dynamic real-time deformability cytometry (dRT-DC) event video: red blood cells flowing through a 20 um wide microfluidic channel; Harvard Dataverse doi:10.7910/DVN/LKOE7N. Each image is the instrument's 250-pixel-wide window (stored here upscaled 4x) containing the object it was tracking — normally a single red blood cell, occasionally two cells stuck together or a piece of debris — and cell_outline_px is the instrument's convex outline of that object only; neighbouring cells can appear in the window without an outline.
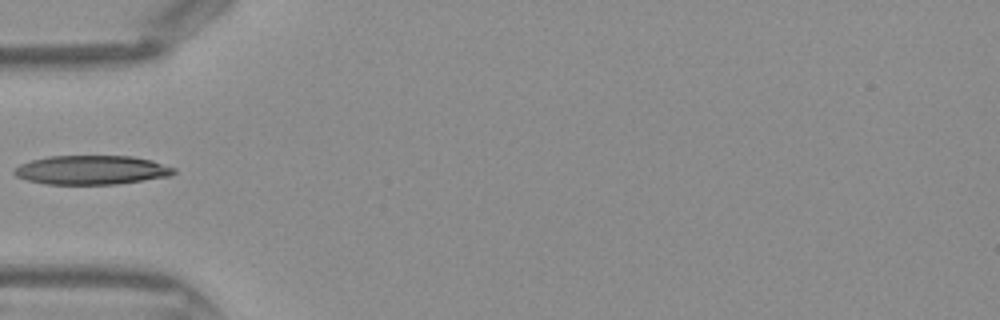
{"species": "Egyptian fruit bat (a non-hibernating species)", "species_latin": "Rousettus aegyptiacus", "temperature_condition": "warm", "stored_images_in_passage": 30, "camera_frame_rate_fps": 3000, "um_per_image_px": 0.085, "frame": {"image": 1, "passage_image": 1, "time_ms": 0.0, "image_size_px": [1000, 320], "cell_outline_px": [[176, 172], [172, 176], [116, 184], [44, 184], [24, 180], [16, 176], [12, 172], [12, 168], [20, 164], [32, 160], [48, 156], [132, 156], [152, 160], [176, 168]], "centroid_in_image_um": [7.76, 14.45], "position_along_channel_um": 77.2, "area_um2": 27.34}}
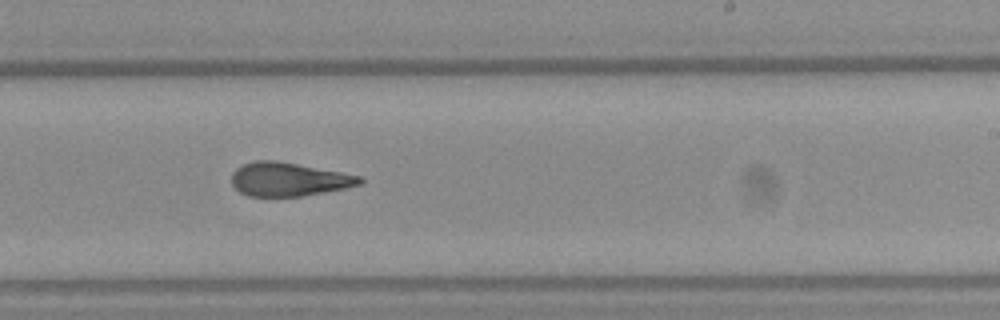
{"frame": {"image": 2, "passage_image": 13, "time_ms": 4.0, "image_size_px": [1000, 320], "cell_outline_px": [[364, 180], [360, 184], [344, 188], [300, 196], [248, 196], [240, 192], [232, 184], [232, 172], [236, 168], [244, 164], [256, 160], [276, 160], [340, 172], [360, 176]], "centroid_in_image_um": [24.5, 15.23], "position_along_channel_um": 264.5, "area_um2": 24.8}}
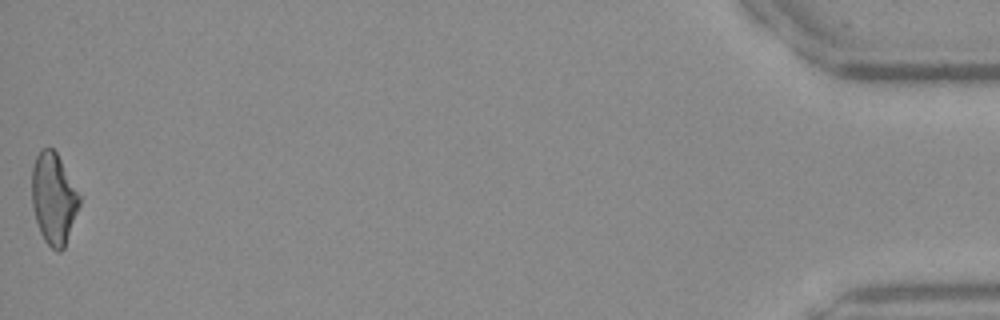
{"frame": {"image": 3, "passage_image": 30, "time_ms": 9.667, "image_size_px": [1000, 320], "cell_outline_px": [[80, 204], [64, 248], [60, 252], [56, 252], [44, 240], [40, 232], [36, 220], [32, 204], [32, 168], [36, 156], [40, 148], [52, 148], [56, 152], [80, 196]], "centroid_in_image_um": [4.54, 16.89], "position_along_channel_um": 430.7, "area_um2": 25.03}}